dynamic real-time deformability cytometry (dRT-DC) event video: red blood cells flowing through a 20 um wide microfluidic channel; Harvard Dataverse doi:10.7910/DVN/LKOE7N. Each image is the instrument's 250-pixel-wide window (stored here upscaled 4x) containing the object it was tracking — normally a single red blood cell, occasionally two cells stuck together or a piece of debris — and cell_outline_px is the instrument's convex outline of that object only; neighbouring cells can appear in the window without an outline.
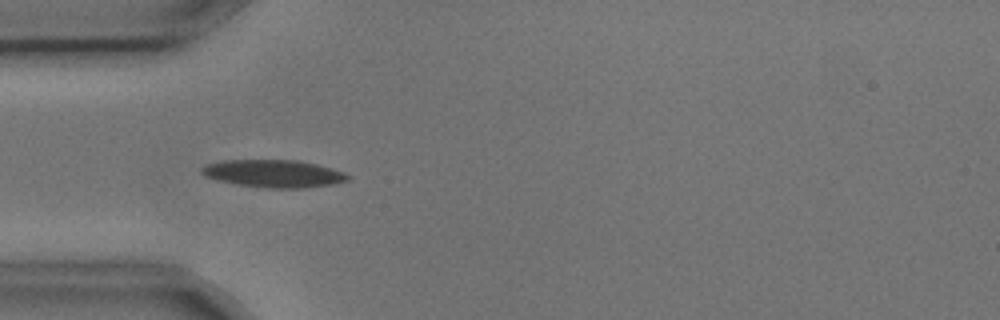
{"species": "common noctule bat (a hibernating species)", "species_latin": "Nyctalus noctula", "temperature_condition": "cold", "stored_images_in_passage": 4, "camera_frame_rate_fps": 3000, "um_per_image_px": 0.085, "animal": {"sex": "male", "body_mass_g": 17.9, "forearm_length_mm": 54.2}, "frame": {"image": 1, "passage_image": 3, "time_ms": 0.667, "image_size_px": [1000, 320], "cell_outline_px": [[352, 176], [348, 180], [336, 184], [308, 188], [264, 188], [216, 180], [204, 176], [200, 172], [200, 168], [204, 164], [224, 160], [300, 160], [332, 168], [344, 172]], "centroid_in_image_um": [23.28, 14.75], "position_along_channel_um": 61.7, "area_um2": 23.81}}